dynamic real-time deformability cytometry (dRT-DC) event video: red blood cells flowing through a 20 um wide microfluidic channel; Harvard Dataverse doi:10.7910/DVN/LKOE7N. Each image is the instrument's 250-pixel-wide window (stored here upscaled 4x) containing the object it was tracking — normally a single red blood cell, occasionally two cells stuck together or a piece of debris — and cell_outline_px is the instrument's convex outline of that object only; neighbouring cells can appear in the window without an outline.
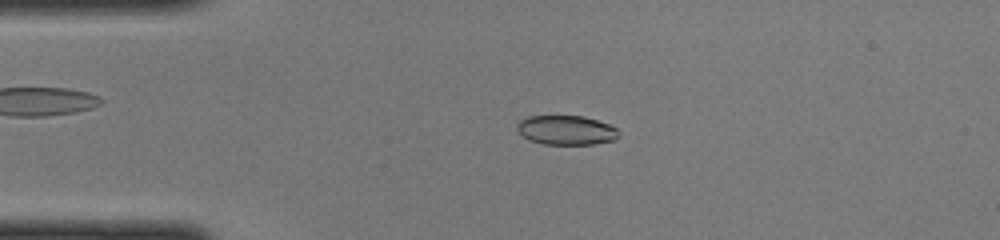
{"species": "common noctule bat (a hibernating species)", "species_latin": "Nyctalus noctula", "temperature_condition": "cold", "stored_images_in_passage": 41, "camera_frame_rate_fps": 3000, "um_per_image_px": 0.085, "animal": {"sex": "female", "body_mass_g": 22.0, "forearm_length_mm": 56.7}, "frame": {"image": 1, "passage_image": 5, "time_ms": 1.333, "image_size_px": [1000, 240], "cell_outline_px": [[620, 136], [616, 140], [592, 144], [544, 144], [528, 140], [516, 128], [516, 124], [520, 120], [528, 116], [584, 116], [608, 124], [616, 128], [620, 132]], "centroid_in_image_um": [48.14, 11.06], "position_along_channel_um": 36.9, "area_um2": 17.46}}
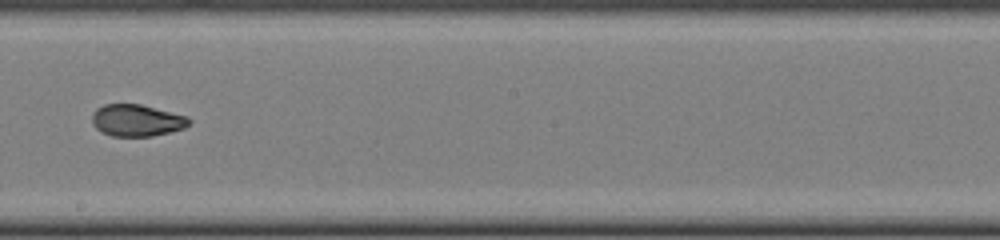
{"frame": {"image": 2, "passage_image": 21, "time_ms": 6.667, "image_size_px": [1000, 240], "cell_outline_px": [[192, 120], [184, 128], [152, 136], [112, 136], [100, 132], [92, 124], [92, 112], [96, 108], [104, 104], [140, 104], [188, 116]], "centroid_in_image_um": [11.59, 10.23], "position_along_channel_um": 236.6, "area_um2": 18.09}}
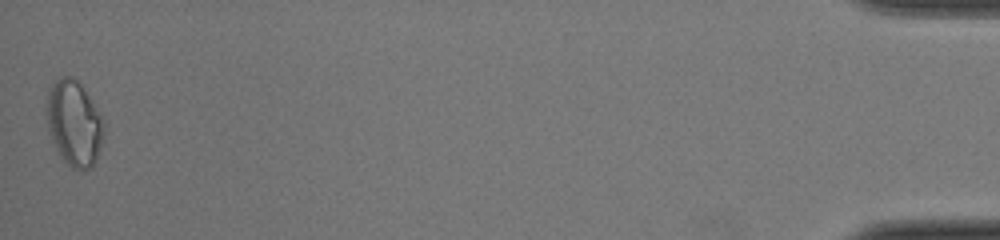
{"frame": {"image": 3, "passage_image": 41, "time_ms": 13.333, "image_size_px": [1000, 240], "cell_outline_px": [[104, 140], [96, 160], [92, 168], [72, 168], [60, 156], [52, 140], [48, 128], [44, 112], [44, 104], [48, 88], [60, 76], [72, 76], [80, 84], [100, 112], [104, 120]], "centroid_in_image_um": [6.28, 10.44], "position_along_channel_um": 428.9, "area_um2": 29.02}}